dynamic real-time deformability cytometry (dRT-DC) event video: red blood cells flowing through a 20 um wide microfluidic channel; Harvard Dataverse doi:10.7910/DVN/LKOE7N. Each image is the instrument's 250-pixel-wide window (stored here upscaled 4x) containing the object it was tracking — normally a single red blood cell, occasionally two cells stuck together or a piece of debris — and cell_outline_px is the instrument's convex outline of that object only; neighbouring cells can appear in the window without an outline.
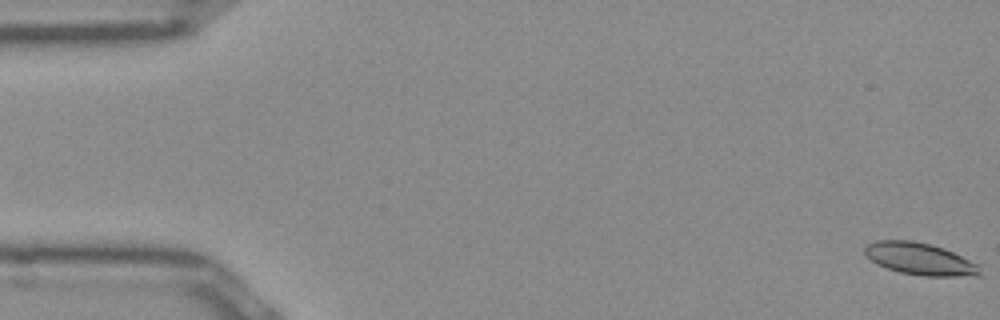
{"species": "Egyptian fruit bat (a non-hibernating species)", "species_latin": "Rousettus aegyptiacus", "temperature_condition": "room temperature", "stored_images_in_passage": 13, "camera_frame_rate_fps": 3000, "um_per_image_px": 0.085, "frame": {"image": 1, "passage_image": 1, "time_ms": 0.0, "image_size_px": [1000, 320], "cell_outline_px": [[984, 276], [920, 276], [900, 272], [888, 268], [864, 256], [864, 248], [868, 244], [876, 240], [912, 240], [932, 244], [944, 248], [980, 264]], "centroid_in_image_um": [78.26, 22.01], "position_along_channel_um": 6.7, "area_um2": 21.85}}